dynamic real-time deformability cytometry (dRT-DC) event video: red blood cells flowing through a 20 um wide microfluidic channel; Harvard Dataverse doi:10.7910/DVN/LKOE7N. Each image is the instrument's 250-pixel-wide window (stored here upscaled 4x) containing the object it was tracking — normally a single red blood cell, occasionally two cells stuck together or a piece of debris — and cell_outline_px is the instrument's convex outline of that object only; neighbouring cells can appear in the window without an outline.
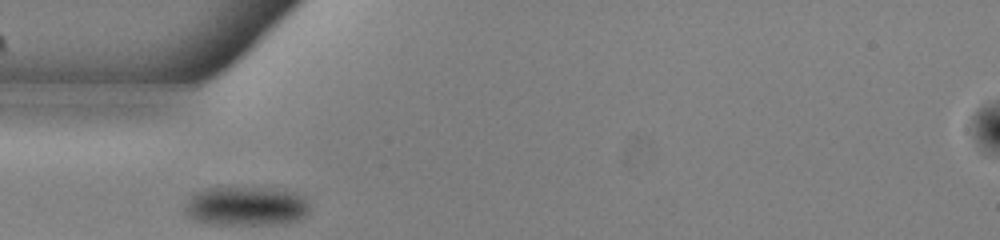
{"species": "common noctule bat (a hibernating species)", "species_latin": "Nyctalus noctula", "temperature_condition": "warm", "stored_images_in_passage": 28, "camera_frame_rate_fps": 3000, "um_per_image_px": 0.085, "animal": {"sex": "male", "body_mass_g": 13.0, "forearm_length_mm": 53.1}, "frame": {"image": 1, "passage_image": 1, "time_ms": 0.0, "image_size_px": [1000, 240], "cell_outline_px": [[308, 216], [300, 220], [288, 224], [208, 224], [196, 220], [188, 216], [184, 212], [184, 208], [188, 200], [196, 192], [208, 188], [284, 188], [304, 196], [308, 204]], "centroid_in_image_um": [20.99, 17.53], "position_along_channel_um": 64.0, "area_um2": 28.9}}
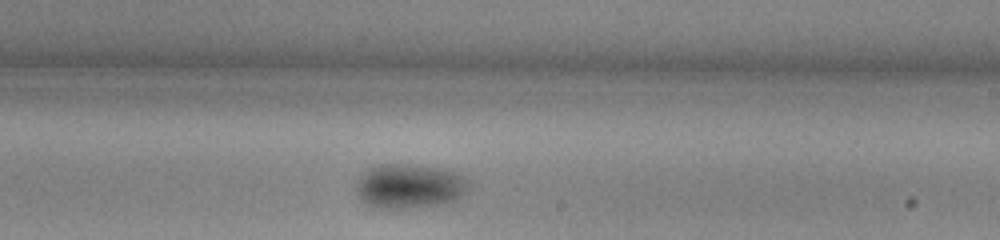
{"frame": {"image": 2, "passage_image": 16, "time_ms": 5.0, "image_size_px": [1000, 240], "cell_outline_px": [[464, 192], [460, 196], [444, 204], [388, 208], [376, 208], [368, 204], [360, 196], [356, 188], [360, 180], [372, 168], [388, 164], [400, 164], [428, 168], [452, 172], [460, 176], [464, 180]], "centroid_in_image_um": [34.75, 15.85], "position_along_channel_um": 254.2, "area_um2": 27.05}}
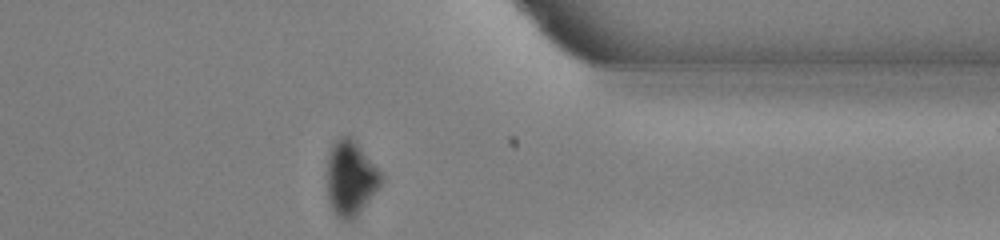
{"frame": {"image": 3, "passage_image": 27, "time_ms": 8.667, "image_size_px": [1000, 240], "cell_outline_px": [[384, 184], [356, 216], [352, 220], [340, 220], [332, 212], [328, 200], [328, 156], [332, 144], [336, 140], [344, 136], [348, 136], [356, 144], [384, 176]], "centroid_in_image_um": [29.82, 15.22], "position_along_channel_um": 381.6, "area_um2": 23.47}, "authors_computed_cell_mechanics": {"area_um2": 26.4724, "velocity_mm_per_s": 3.8277, "shape_relaxation_time_tau1_ms": 7.3826, "shape_relaxation_time_tau2_ms": null, "deformation_change_tau1": 0.1204, "deformation_change_tau2": null}}